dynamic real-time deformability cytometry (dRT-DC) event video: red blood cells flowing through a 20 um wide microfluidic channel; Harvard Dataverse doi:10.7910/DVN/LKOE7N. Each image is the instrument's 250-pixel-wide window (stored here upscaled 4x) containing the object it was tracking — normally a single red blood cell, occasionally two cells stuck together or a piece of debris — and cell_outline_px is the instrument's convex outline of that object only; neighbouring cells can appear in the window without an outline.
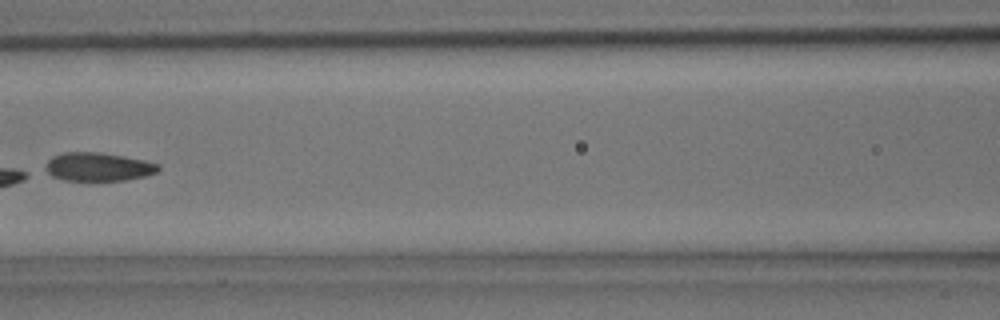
{"species": "common noctule bat (a hibernating species)", "species_latin": "Nyctalus noctula", "temperature_condition": "room temperature", "stored_images_in_passage": 5, "camera_frame_rate_fps": 3000, "um_per_image_px": 0.085, "animal": {"sex": "male", "body_mass_g": 15.6}, "frame": {"image": 1, "passage_image": 5, "time_ms": 1.333, "image_size_px": [1000, 320], "cell_outline_px": [[160, 168], [156, 172], [144, 176], [124, 180], [64, 180], [52, 176], [44, 172], [44, 168], [48, 160], [52, 156], [64, 152], [100, 152], [124, 156], [144, 160], [160, 164]], "centroid_in_image_um": [8.31, 14.17], "position_along_channel_um": 158.3, "area_um2": 18.79}}